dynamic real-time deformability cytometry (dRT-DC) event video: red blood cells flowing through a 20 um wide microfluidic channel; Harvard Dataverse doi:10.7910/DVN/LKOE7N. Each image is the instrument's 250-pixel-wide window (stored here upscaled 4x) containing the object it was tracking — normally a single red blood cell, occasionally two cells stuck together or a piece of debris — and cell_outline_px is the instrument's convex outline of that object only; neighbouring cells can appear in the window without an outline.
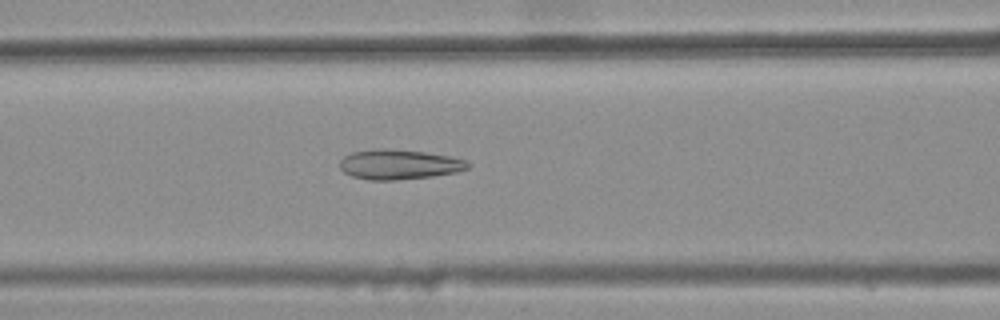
{"species": "common noctule bat (a hibernating species)", "species_latin": "Nyctalus noctula", "temperature_condition": "warm", "stored_images_in_passage": 46, "camera_frame_rate_fps": 3000, "um_per_image_px": 0.085, "animal": {"sex": "female", "body_mass_g": 25.1}, "frame": {"image": 1, "passage_image": 22, "time_ms": 7.0, "image_size_px": [1000, 320], "cell_outline_px": [[472, 164], [468, 168], [456, 172], [432, 176], [396, 180], [368, 180], [352, 176], [344, 172], [340, 168], [340, 160], [344, 156], [352, 152], [376, 148], [384, 148], [424, 152], [448, 156], [464, 160]], "centroid_in_image_um": [33.89, 13.98], "position_along_channel_um": 132.7, "area_um2": 22.25}}
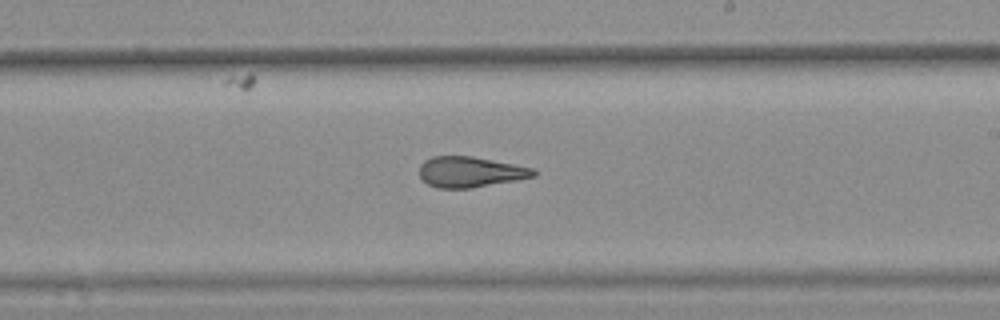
{"frame": {"image": 2, "passage_image": 31, "time_ms": 10.0, "image_size_px": [1000, 320], "cell_outline_px": [[536, 176], [516, 180], [472, 188], [436, 188], [420, 180], [420, 164], [424, 160], [432, 156], [472, 156], [536, 168]], "centroid_in_image_um": [39.96, 14.61], "position_along_channel_um": 249.0, "area_um2": 20.58}}
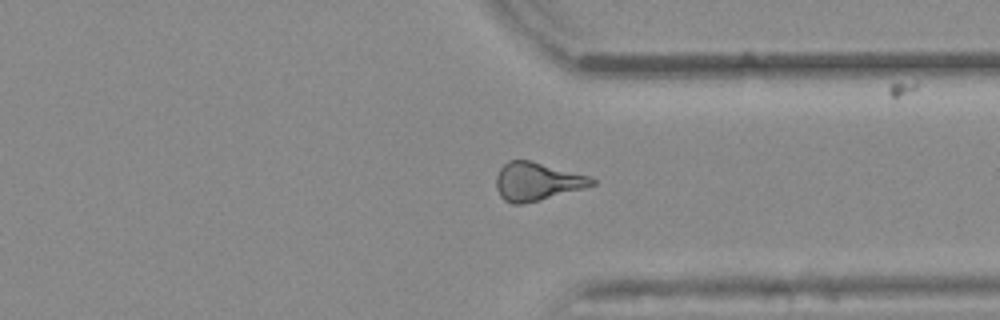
{"frame": {"image": 3, "passage_image": 40, "time_ms": 13.0, "image_size_px": [1000, 320], "cell_outline_px": [[596, 184], [584, 188], [520, 204], [512, 204], [504, 200], [500, 196], [496, 188], [496, 176], [500, 168], [508, 160], [528, 160], [588, 176], [596, 180]], "centroid_in_image_um": [45.6, 15.42], "position_along_channel_um": 365.8, "area_um2": 20.81}, "authors_computed_cell_mechanics": {"area_um2": 21.9062, "velocity_mm_per_s": 3.8862, "shape_relaxation_time_tau1_ms": null, "shape_relaxation_time_tau2_ms": 1.948, "deformation_change_tau1": null, "deformation_change_tau2": 0.1171}}